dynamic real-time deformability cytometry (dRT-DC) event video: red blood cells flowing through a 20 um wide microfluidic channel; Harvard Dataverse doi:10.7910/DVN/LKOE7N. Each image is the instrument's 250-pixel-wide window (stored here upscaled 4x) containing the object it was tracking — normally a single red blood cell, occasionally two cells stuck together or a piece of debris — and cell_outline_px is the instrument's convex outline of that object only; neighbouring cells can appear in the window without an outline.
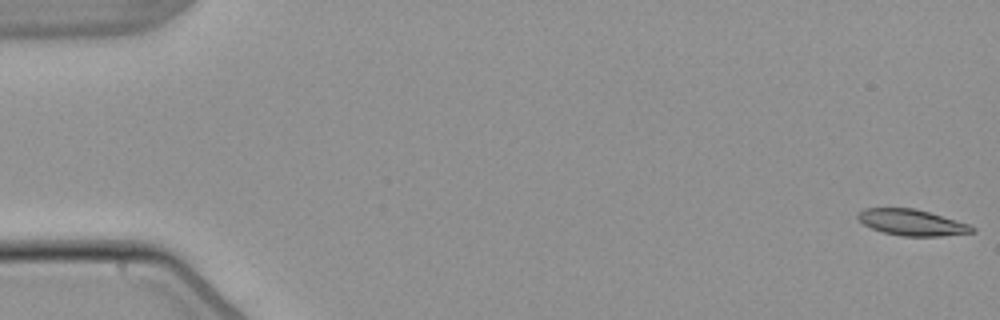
{"species": "common noctule bat (a hibernating species)", "species_latin": "Nyctalus noctula", "temperature_condition": "warm", "stored_images_in_passage": 5, "camera_frame_rate_fps": 3000, "um_per_image_px": 0.085, "animal": {"sex": "male", "body_mass_g": 21.5, "forearm_length_mm": 52.0}, "frame": {"image": 1, "passage_image": 1, "time_ms": 0.0, "image_size_px": [1000, 320], "cell_outline_px": [[976, 232], [940, 236], [900, 236], [884, 232], [872, 228], [864, 224], [856, 216], [864, 208], [912, 208], [928, 212], [956, 220], [968, 224], [976, 228]], "centroid_in_image_um": [77.53, 18.91], "position_along_channel_um": 7.5, "area_um2": 17.17}}
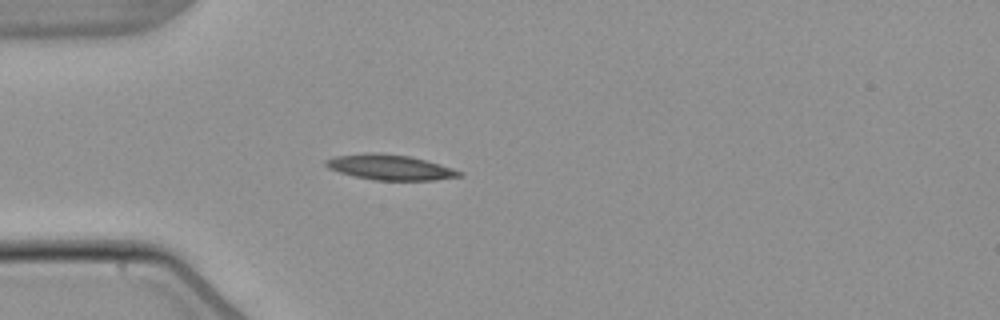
{"frame": {"image": 2, "passage_image": 5, "time_ms": 5.0, "image_size_px": [1000, 320], "cell_outline_px": [[464, 172], [460, 176], [436, 180], [372, 180], [352, 176], [328, 168], [324, 164], [324, 160], [336, 156], [372, 152], [376, 152], [408, 156], [424, 160], [452, 168]], "centroid_in_image_um": [33.11, 14.22], "position_along_channel_um": 51.9, "area_um2": 19.54}}